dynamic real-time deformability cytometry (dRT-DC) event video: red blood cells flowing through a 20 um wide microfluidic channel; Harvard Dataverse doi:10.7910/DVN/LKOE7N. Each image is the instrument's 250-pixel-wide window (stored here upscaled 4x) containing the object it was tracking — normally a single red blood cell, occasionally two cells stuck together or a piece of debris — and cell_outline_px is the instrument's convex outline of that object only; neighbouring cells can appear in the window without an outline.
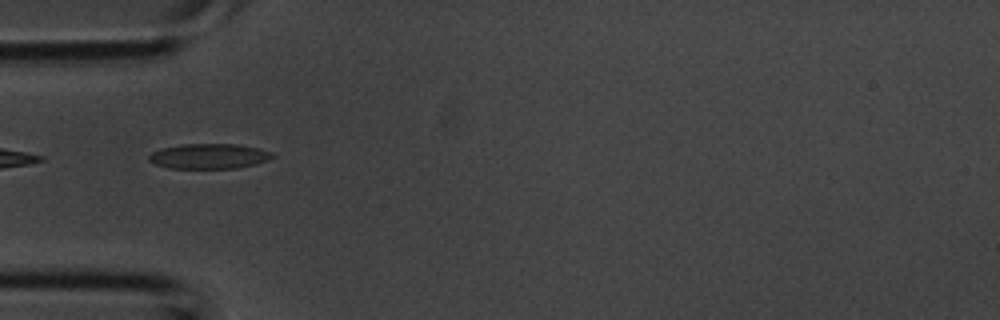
{"species": "common noctule bat (a hibernating species)", "species_latin": "Nyctalus noctula", "temperature_condition": "room temperature", "stored_images_in_passage": 14, "camera_frame_rate_fps": 3000, "um_per_image_px": 0.085, "animal": {"sex": "male", "body_mass_g": 20.1, "forearm_length_mm": 53.5}, "frame": {"image": 1, "passage_image": 1, "time_ms": 0.0, "image_size_px": [1000, 320], "cell_outline_px": [[276, 156], [268, 160], [256, 164], [236, 168], [168, 168], [156, 164], [148, 160], [148, 156], [152, 152], [160, 148], [184, 144], [236, 144], [256, 148], [272, 152]], "centroid_in_image_um": [17.76, 13.28], "position_along_channel_um": 67.2, "area_um2": 18.03}}
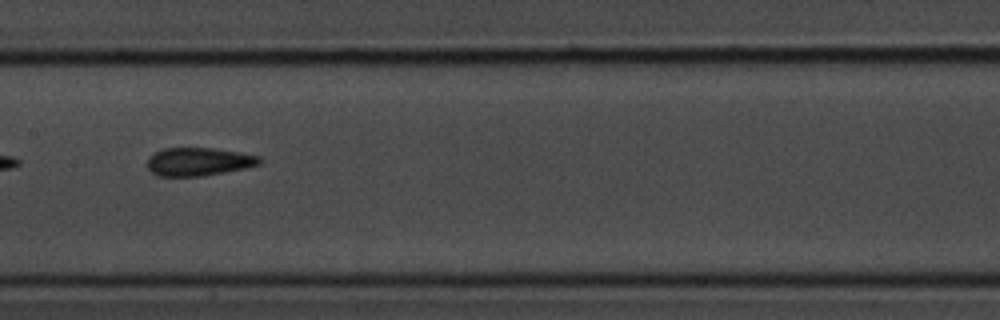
{"frame": {"image": 2, "passage_image": 8, "time_ms": 2.333, "image_size_px": [1000, 320], "cell_outline_px": [[264, 160], [260, 164], [244, 168], [204, 176], [156, 176], [148, 168], [148, 156], [164, 148], [212, 148], [240, 152], [260, 156]], "centroid_in_image_um": [16.9, 13.74], "position_along_channel_um": 190.5, "area_um2": 18.5}}
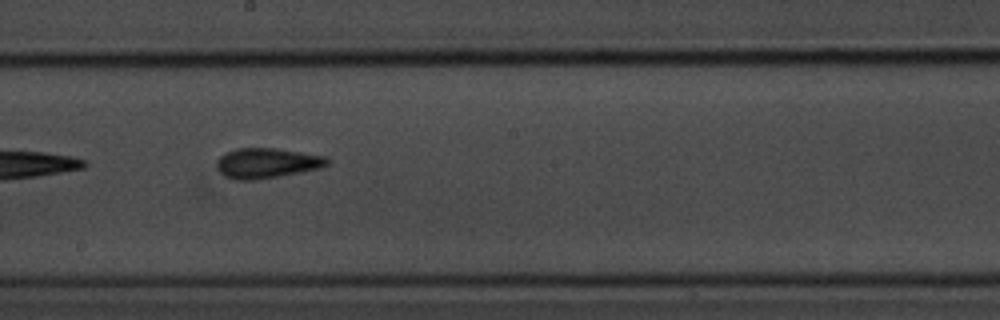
{"frame": {"image": 3, "passage_image": 10, "time_ms": 3.0, "image_size_px": [1000, 320], "cell_outline_px": [[328, 164], [320, 168], [300, 172], [256, 180], [236, 180], [224, 176], [216, 168], [216, 160], [224, 152], [236, 148], [276, 148], [324, 156], [328, 160]], "centroid_in_image_um": [22.61, 13.86], "position_along_channel_um": 225.6, "area_um2": 19.42}}